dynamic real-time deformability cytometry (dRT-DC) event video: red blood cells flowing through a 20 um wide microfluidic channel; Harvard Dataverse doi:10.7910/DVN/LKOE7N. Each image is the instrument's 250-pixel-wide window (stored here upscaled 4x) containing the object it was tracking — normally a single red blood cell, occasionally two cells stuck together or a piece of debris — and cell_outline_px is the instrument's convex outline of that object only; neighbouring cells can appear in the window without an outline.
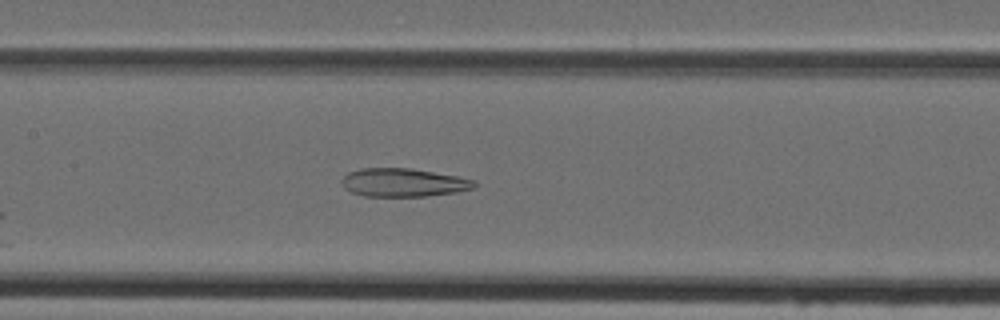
{"species": "Egyptian fruit bat (a non-hibernating species)", "species_latin": "Rousettus aegyptiacus", "temperature_condition": "cold", "stored_images_in_passage": 25, "camera_frame_rate_fps": 3000, "um_per_image_px": 0.085, "animal": {"sex": "female"}, "frame": {"image": 1, "passage_image": 20, "time_ms": 6.333, "image_size_px": [1000, 320], "cell_outline_px": [[476, 188], [456, 192], [428, 196], [364, 196], [352, 192], [344, 188], [340, 180], [348, 172], [360, 168], [408, 168], [456, 176], [476, 180]], "centroid_in_image_um": [34.28, 15.52], "position_along_channel_um": 173.1, "area_um2": 21.91}}
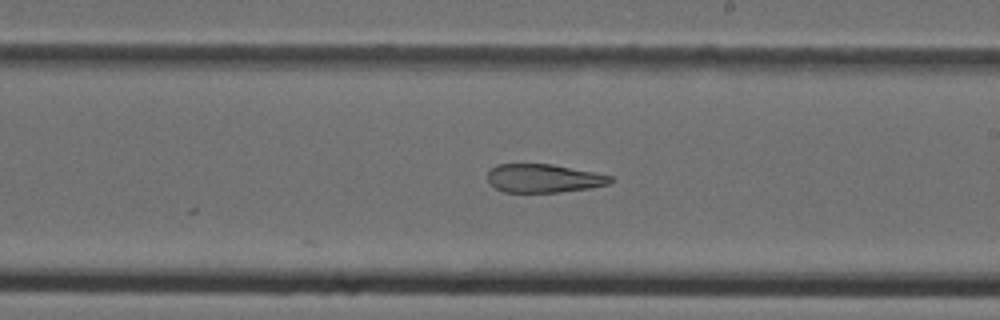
{"frame": {"image": 2, "passage_image": 25, "time_ms": 8.0, "image_size_px": [1000, 320], "cell_outline_px": [[616, 180], [608, 184], [588, 188], [560, 192], [504, 192], [496, 188], [488, 180], [488, 172], [496, 164], [552, 164], [612, 176]], "centroid_in_image_um": [46.22, 15.15], "position_along_channel_um": 242.8, "area_um2": 20.23}}